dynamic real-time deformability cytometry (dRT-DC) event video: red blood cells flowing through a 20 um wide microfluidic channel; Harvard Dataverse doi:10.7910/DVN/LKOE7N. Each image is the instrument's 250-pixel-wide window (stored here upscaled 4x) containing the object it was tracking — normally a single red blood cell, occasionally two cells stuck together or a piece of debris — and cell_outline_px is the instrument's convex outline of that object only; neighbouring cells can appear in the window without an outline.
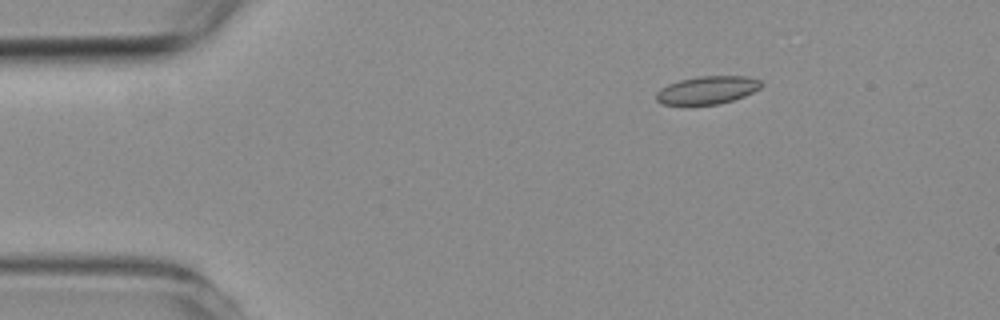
{"species": "common noctule bat (a hibernating species)", "species_latin": "Nyctalus noctula", "temperature_condition": "room temperature", "stored_images_in_passage": 5, "camera_frame_rate_fps": 3000, "um_per_image_px": 0.085, "animal": {"sex": "female", "body_mass_g": 19.3, "forearm_length_mm": 54.1}, "frame": {"image": 1, "passage_image": 2, "time_ms": 2.0, "image_size_px": [1000, 320], "cell_outline_px": [[764, 84], [760, 88], [744, 96], [720, 104], [688, 108], [664, 104], [656, 100], [656, 92], [660, 88], [668, 84], [680, 80], [700, 76], [744, 76], [760, 80]], "centroid_in_image_um": [60.06, 7.71], "position_along_channel_um": 24.9, "area_um2": 17.74}}